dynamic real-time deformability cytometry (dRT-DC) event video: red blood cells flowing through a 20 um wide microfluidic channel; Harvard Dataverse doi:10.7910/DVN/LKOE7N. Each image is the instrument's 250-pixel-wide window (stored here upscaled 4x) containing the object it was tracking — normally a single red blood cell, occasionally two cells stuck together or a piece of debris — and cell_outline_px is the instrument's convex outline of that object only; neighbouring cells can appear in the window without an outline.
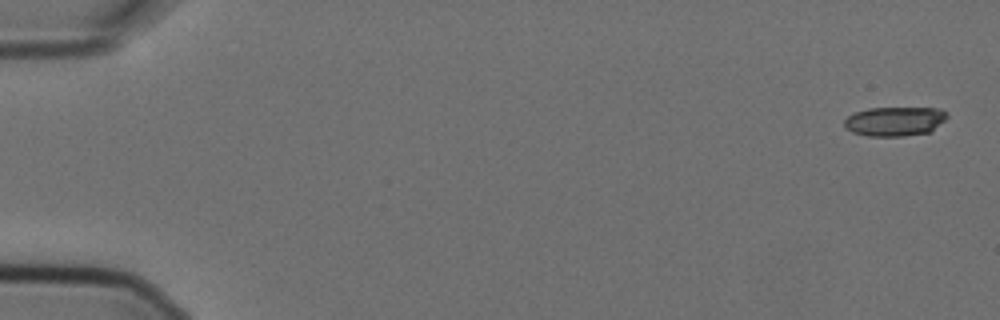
{"species": "Egyptian fruit bat (a non-hibernating species)", "species_latin": "Rousettus aegyptiacus", "temperature_condition": "cold", "stored_images_in_passage": 4, "camera_frame_rate_fps": 3000, "um_per_image_px": 0.085, "animal": {"sex": "female"}, "frame": {"image": 1, "passage_image": 1, "time_ms": 0.0, "image_size_px": [1000, 320], "cell_outline_px": [[948, 116], [932, 132], [904, 136], [868, 136], [852, 132], [844, 128], [844, 120], [848, 116], [856, 112], [868, 108], [940, 108], [948, 112]], "centroid_in_image_um": [76.07, 10.31], "position_along_channel_um": 8.9, "area_um2": 17.74}}
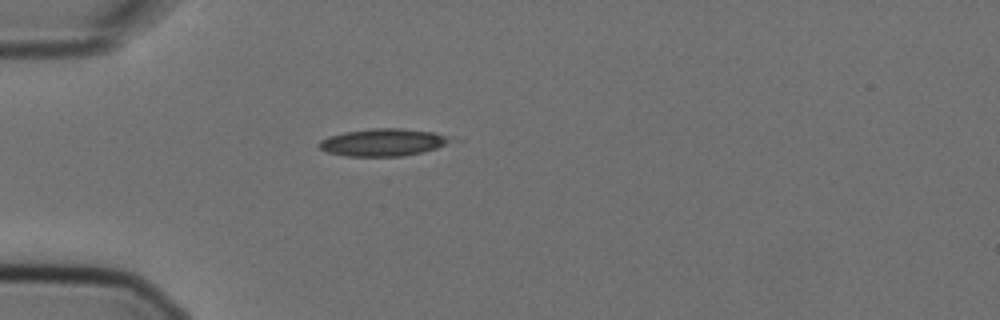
{"frame": {"image": 2, "passage_image": 4, "time_ms": 1.0, "image_size_px": [1000, 320], "cell_outline_px": [[452, 140], [436, 148], [424, 152], [400, 156], [344, 156], [328, 152], [320, 148], [316, 144], [320, 140], [328, 136], [344, 132], [372, 128], [400, 128], [436, 132], [452, 136]], "centroid_in_image_um": [32.55, 12.09], "position_along_channel_um": 52.5, "area_um2": 21.1}}